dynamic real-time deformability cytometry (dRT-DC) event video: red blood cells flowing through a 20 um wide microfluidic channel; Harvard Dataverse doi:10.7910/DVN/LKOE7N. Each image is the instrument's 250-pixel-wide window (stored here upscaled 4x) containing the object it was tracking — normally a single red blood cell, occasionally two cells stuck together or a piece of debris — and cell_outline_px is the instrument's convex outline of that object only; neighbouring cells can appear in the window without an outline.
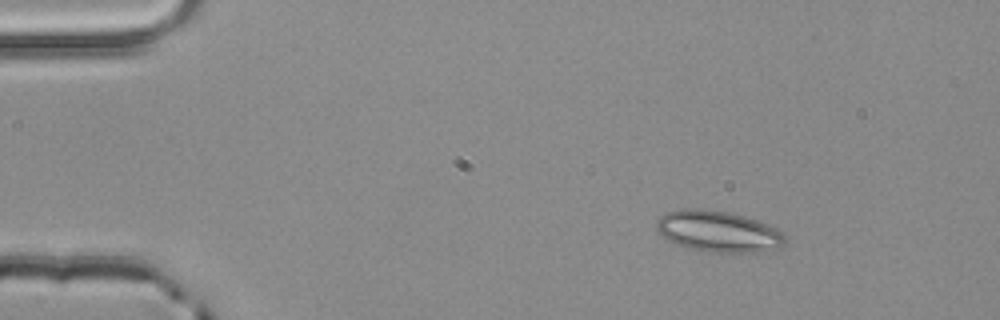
{"species": "common noctule bat (a hibernating species)", "species_latin": "Nyctalus noctula", "temperature_condition": "room temperature", "stored_images_in_passage": 2, "camera_frame_rate_fps": 3000, "um_per_image_px": 0.085, "animal": {"sex": "male", "body_mass_g": 20.4}, "frame": {"image": 1, "passage_image": 1, "time_ms": 0.0, "image_size_px": [1000, 320], "cell_outline_px": [[784, 244], [776, 248], [760, 252], [708, 252], [684, 248], [668, 240], [656, 232], [656, 220], [664, 212], [680, 208], [700, 208], [728, 212], [744, 216], [768, 224], [776, 228], [784, 236]], "centroid_in_image_um": [60.96, 19.66], "position_along_channel_um": 24.0, "area_um2": 31.15}}